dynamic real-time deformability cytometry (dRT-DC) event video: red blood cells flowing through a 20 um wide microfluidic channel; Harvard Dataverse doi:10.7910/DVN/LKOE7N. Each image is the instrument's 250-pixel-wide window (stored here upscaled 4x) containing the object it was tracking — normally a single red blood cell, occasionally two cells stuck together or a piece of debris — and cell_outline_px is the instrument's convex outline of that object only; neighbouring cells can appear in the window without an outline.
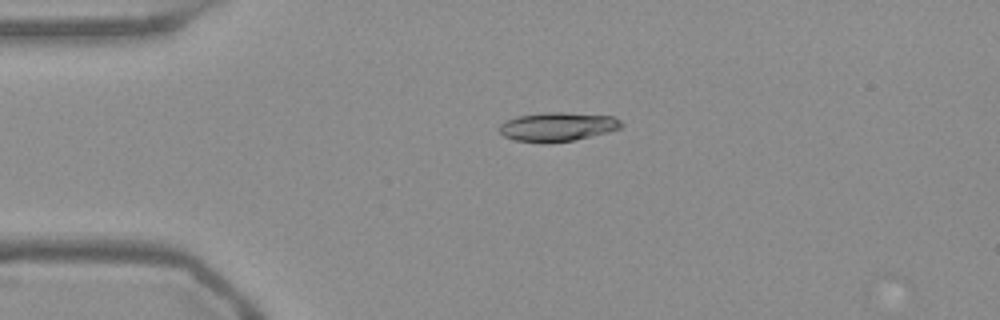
{"species": "Egyptian fruit bat (a non-hibernating species)", "species_latin": "Rousettus aegyptiacus", "temperature_condition": "warm", "stored_images_in_passage": 4, "camera_frame_rate_fps": 3000, "um_per_image_px": 0.085, "frame": {"image": 1, "passage_image": 2, "time_ms": 0.333, "image_size_px": [1000, 320], "cell_outline_px": [[624, 124], [620, 128], [608, 132], [592, 136], [572, 140], [544, 144], [516, 140], [504, 136], [496, 128], [500, 124], [516, 116], [544, 112], [564, 112], [612, 116], [620, 120]], "centroid_in_image_um": [47.36, 10.78], "position_along_channel_um": 37.6, "area_um2": 20.75}}